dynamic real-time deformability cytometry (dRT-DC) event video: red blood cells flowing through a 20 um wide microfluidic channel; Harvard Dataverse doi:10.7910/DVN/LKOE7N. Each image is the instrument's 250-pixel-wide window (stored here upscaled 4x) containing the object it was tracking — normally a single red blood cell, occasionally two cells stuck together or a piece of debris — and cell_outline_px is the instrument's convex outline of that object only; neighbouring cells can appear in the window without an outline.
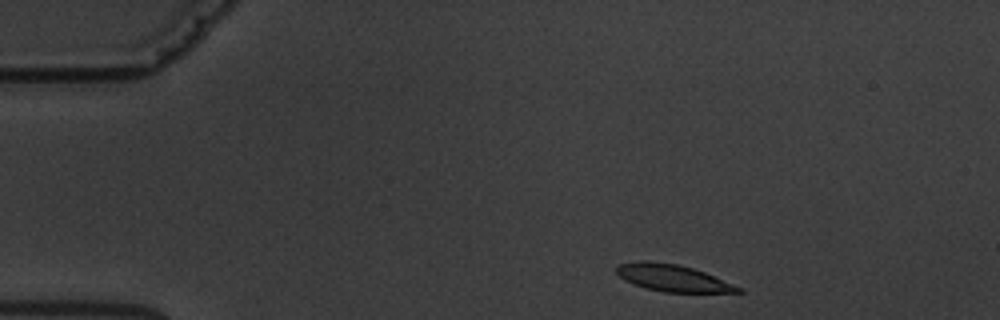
{"species": "common noctule bat (a hibernating species)", "species_latin": "Nyctalus noctula", "temperature_condition": "warm", "stored_images_in_passage": 3, "camera_frame_rate_fps": 3000, "um_per_image_px": 0.085, "animal": {"sex": "male", "body_mass_g": 19.5, "forearm_length_mm": 54.6}, "frame": {"image": 1, "passage_image": 1, "time_ms": 0.0, "image_size_px": [1000, 320], "cell_outline_px": [[744, 292], [664, 292], [632, 284], [624, 280], [616, 272], [616, 268], [620, 264], [636, 260], [648, 260], [676, 264], [692, 268], [704, 272], [744, 288]], "centroid_in_image_um": [57.18, 23.62], "position_along_channel_um": 27.8, "area_um2": 19.02}}